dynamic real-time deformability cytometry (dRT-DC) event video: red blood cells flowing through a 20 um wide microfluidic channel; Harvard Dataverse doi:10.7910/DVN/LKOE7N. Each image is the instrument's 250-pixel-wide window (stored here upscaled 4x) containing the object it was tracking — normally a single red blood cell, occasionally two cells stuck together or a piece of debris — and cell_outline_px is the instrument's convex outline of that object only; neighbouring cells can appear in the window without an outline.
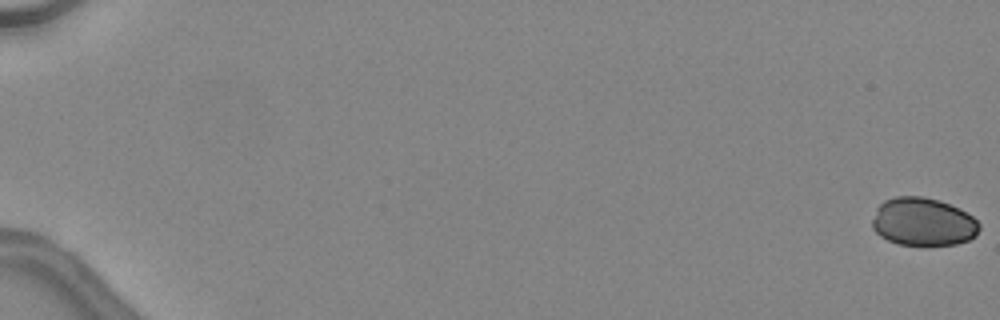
{"species": "common noctule bat (a hibernating species)", "species_latin": "Nyctalus noctula", "temperature_condition": "warm", "stored_images_in_passage": 48, "camera_frame_rate_fps": 3000, "um_per_image_px": 0.085, "animal": {"sex": "female", "body_mass_g": 24.6, "forearm_length_mm": 56.2}, "frame": {"image": 1, "passage_image": 1, "time_ms": 0.0, "image_size_px": [1000, 320], "cell_outline_px": [[980, 228], [976, 236], [968, 240], [956, 244], [896, 244], [880, 236], [872, 228], [872, 220], [876, 208], [884, 200], [896, 196], [924, 196], [940, 200], [960, 208], [972, 216], [980, 224]], "centroid_in_image_um": [78.46, 18.83], "position_along_channel_um": 6.5, "area_um2": 30.11}}
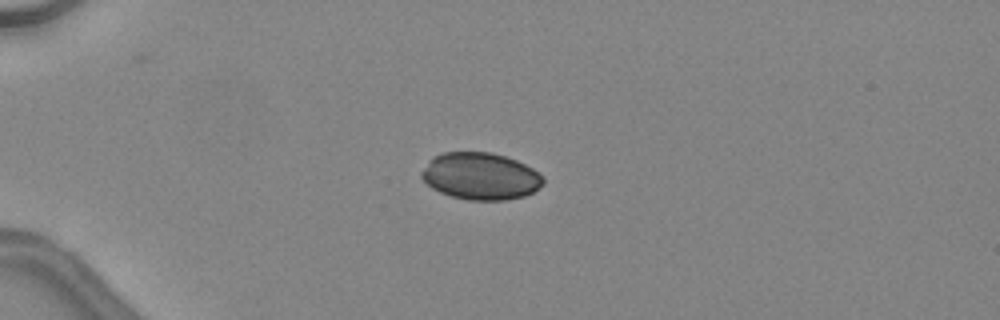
{"frame": {"image": 2, "passage_image": 15, "time_ms": 4.667, "image_size_px": [1000, 320], "cell_outline_px": [[544, 184], [532, 192], [524, 196], [504, 200], [468, 200], [452, 196], [440, 192], [432, 188], [420, 176], [420, 172], [428, 160], [432, 156], [444, 152], [492, 152], [516, 160], [532, 168], [544, 176]], "centroid_in_image_um": [40.83, 14.97], "position_along_channel_um": 44.2, "area_um2": 33.47}}